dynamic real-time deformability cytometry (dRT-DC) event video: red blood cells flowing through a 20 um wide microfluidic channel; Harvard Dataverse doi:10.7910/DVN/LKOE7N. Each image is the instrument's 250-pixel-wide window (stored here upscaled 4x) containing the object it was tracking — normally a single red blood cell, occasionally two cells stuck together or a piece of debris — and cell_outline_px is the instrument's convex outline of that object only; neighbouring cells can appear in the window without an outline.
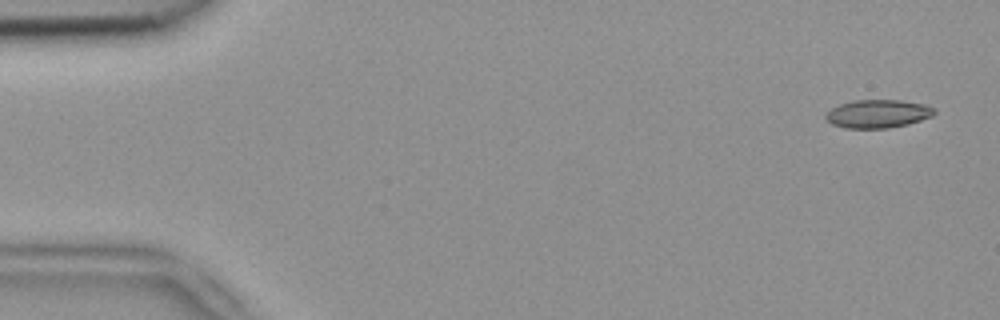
{"species": "common noctule bat (a hibernating species)", "species_latin": "Nyctalus noctula", "temperature_condition": "room temperature", "stored_images_in_passage": 4, "camera_frame_rate_fps": 3000, "um_per_image_px": 0.085, "animal": {"sex": "female", "body_mass_g": 18.4}, "frame": {"image": 1, "passage_image": 1, "time_ms": 0.0, "image_size_px": [1000, 320], "cell_outline_px": [[936, 112], [932, 116], [908, 124], [888, 128], [844, 128], [832, 124], [824, 116], [832, 108], [840, 104], [852, 100], [900, 100], [924, 104], [932, 108]], "centroid_in_image_um": [74.6, 9.67], "position_along_channel_um": 10.4, "area_um2": 17.74}}